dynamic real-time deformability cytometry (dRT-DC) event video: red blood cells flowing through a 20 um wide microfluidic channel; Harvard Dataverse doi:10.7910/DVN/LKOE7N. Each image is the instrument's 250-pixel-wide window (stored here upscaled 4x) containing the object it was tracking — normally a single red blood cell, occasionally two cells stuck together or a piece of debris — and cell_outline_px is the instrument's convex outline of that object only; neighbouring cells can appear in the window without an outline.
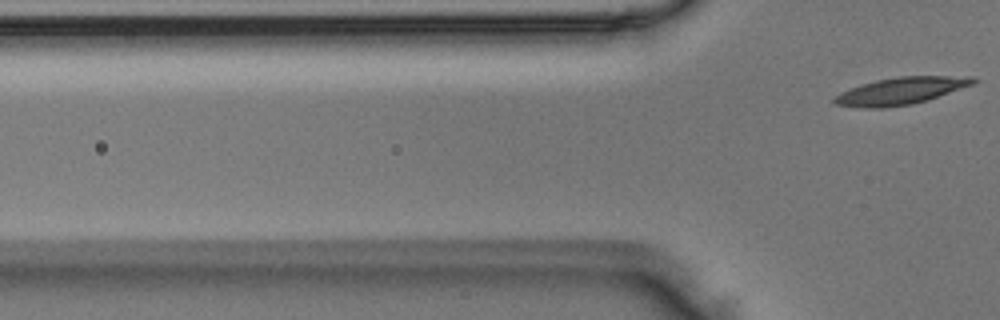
{"species": "Egyptian fruit bat (a non-hibernating species)", "species_latin": "Rousettus aegyptiacus", "temperature_condition": "room temperature", "stored_images_in_passage": 7, "segment_of_instrument_passage": [2, 2], "camera_frame_rate_fps": 3000, "um_per_image_px": 0.085, "animal": {"sex": "male"}, "frame": {"image": 1, "passage_image": 7, "time_ms": 2.0, "image_size_px": [1000, 320], "cell_outline_px": [[980, 80], [972, 84], [912, 104], [880, 108], [864, 108], [836, 104], [832, 100], [832, 96], [840, 92], [860, 84], [876, 80], [900, 76], [976, 76]], "centroid_in_image_um": [76.52, 7.71], "position_along_channel_um": 49.3, "area_um2": 21.73}}